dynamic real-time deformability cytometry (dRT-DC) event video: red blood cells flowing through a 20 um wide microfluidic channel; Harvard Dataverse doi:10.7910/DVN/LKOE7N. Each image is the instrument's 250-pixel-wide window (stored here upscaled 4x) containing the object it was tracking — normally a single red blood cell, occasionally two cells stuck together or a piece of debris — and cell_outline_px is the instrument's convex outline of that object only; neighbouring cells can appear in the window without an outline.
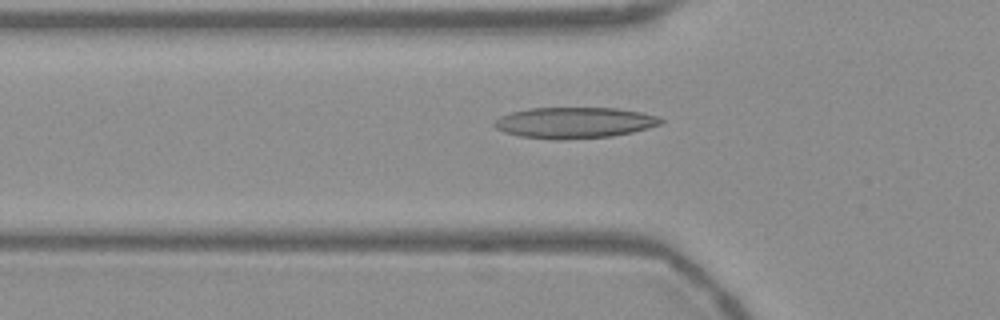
{"species": "Egyptian fruit bat (a non-hibernating species)", "species_latin": "Rousettus aegyptiacus", "temperature_condition": "warm", "stored_images_in_passage": 53, "camera_frame_rate_fps": 3000, "um_per_image_px": 0.085, "frame": {"image": 1, "passage_image": 17, "time_ms": 5.333, "image_size_px": [1000, 320], "cell_outline_px": [[664, 120], [660, 124], [648, 128], [632, 132], [612, 136], [560, 140], [556, 140], [520, 136], [504, 132], [496, 128], [492, 124], [500, 116], [512, 112], [528, 108], [616, 108], [640, 112], [660, 116]], "centroid_in_image_um": [48.82, 10.43], "position_along_channel_um": 77.0, "area_um2": 30.11}}
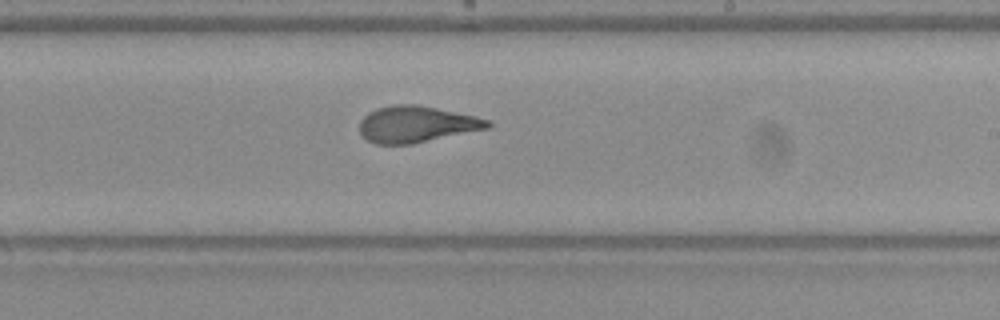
{"frame": {"image": 2, "passage_image": 31, "time_ms": 10.0, "image_size_px": [1000, 320], "cell_outline_px": [[492, 124], [488, 128], [412, 144], [376, 144], [368, 140], [360, 132], [360, 120], [368, 112], [376, 108], [396, 104], [416, 104], [476, 116], [492, 120]], "centroid_in_image_um": [35.4, 10.55], "position_along_channel_um": 253.6, "area_um2": 27.11}}
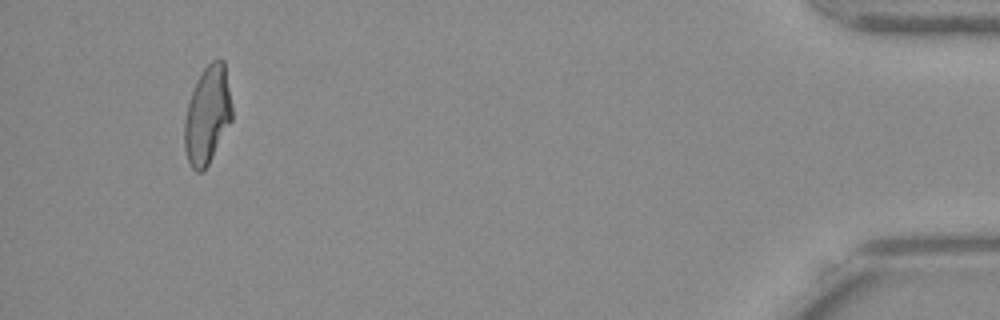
{"frame": {"image": 3, "passage_image": 50, "time_ms": 16.333, "image_size_px": [1000, 320], "cell_outline_px": [[232, 120], [208, 164], [200, 172], [196, 172], [192, 168], [188, 160], [184, 148], [184, 120], [188, 104], [196, 80], [204, 68], [212, 60], [224, 60], [232, 104]], "centroid_in_image_um": [17.63, 9.77], "position_along_channel_um": 417.6, "area_um2": 26.93}, "authors_computed_cell_mechanics": {"area_um2": 27.744, "velocity_mm_per_s": 3.7617, "shape_relaxation_time_tau1_ms": 9.9569, "shape_relaxation_time_tau2_ms": 1.4306, "deformation_change_tau1": 0.2859, "deformation_change_tau2": 0.085}}